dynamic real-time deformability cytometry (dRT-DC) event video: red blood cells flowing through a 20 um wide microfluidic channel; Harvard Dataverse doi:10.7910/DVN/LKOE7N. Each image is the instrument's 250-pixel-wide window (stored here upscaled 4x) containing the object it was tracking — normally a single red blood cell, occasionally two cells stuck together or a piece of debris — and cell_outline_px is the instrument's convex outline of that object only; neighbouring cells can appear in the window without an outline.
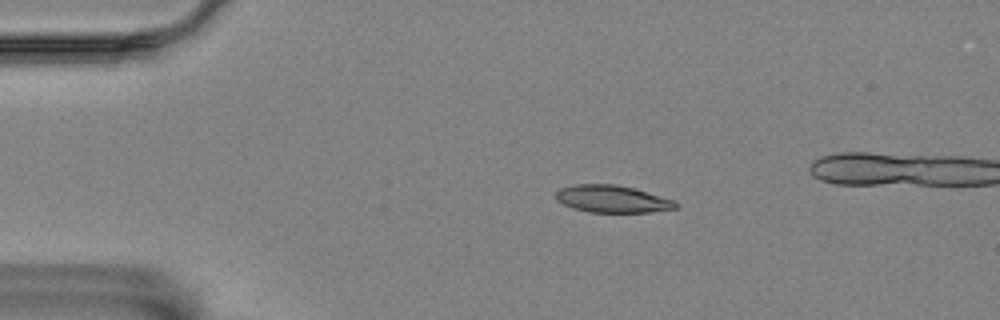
{"species": "Egyptian fruit bat (a non-hibernating species)", "species_latin": "Rousettus aegyptiacus", "temperature_condition": "room temperature", "stored_images_in_passage": 11, "camera_frame_rate_fps": 3000, "um_per_image_px": 0.085, "animal": {"sex": "female"}, "frame": {"image": 1, "passage_image": 3, "time_ms": 0.667, "image_size_px": [1000, 320], "cell_outline_px": [[680, 204], [676, 208], [652, 212], [588, 212], [564, 204], [556, 200], [556, 192], [560, 188], [572, 184], [616, 184], [636, 188], [676, 200]], "centroid_in_image_um": [52.1, 16.9], "position_along_channel_um": 32.9, "area_um2": 19.25}}
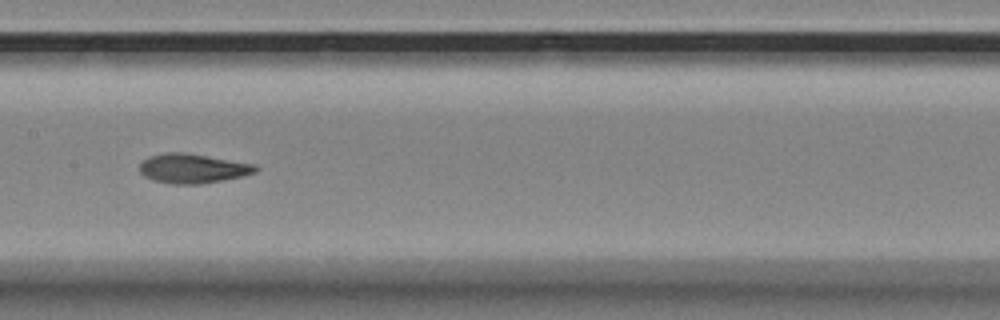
{"frame": {"image": 2, "passage_image": 8, "time_ms": 2.333, "image_size_px": [1000, 320], "cell_outline_px": [[260, 168], [256, 172], [240, 176], [200, 184], [172, 184], [152, 180], [144, 176], [140, 172], [140, 164], [148, 156], [168, 152], [184, 152], [256, 164]], "centroid_in_image_um": [16.37, 14.31], "position_along_channel_um": 191.0, "area_um2": 19.83}}
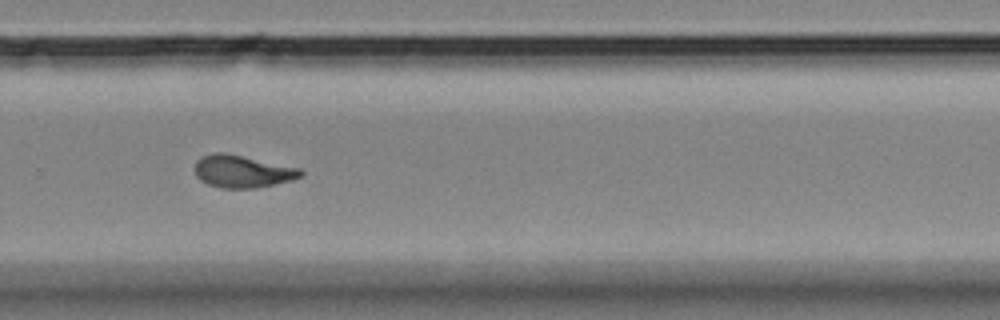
{"frame": {"image": 3, "passage_image": 11, "time_ms": 3.333, "image_size_px": [1000, 320], "cell_outline_px": [[304, 176], [292, 180], [256, 188], [220, 188], [208, 184], [200, 180], [196, 176], [196, 160], [200, 156], [212, 152], [224, 152], [300, 168], [304, 172]], "centroid_in_image_um": [20.6, 14.56], "position_along_channel_um": 309.2, "area_um2": 20.11}}